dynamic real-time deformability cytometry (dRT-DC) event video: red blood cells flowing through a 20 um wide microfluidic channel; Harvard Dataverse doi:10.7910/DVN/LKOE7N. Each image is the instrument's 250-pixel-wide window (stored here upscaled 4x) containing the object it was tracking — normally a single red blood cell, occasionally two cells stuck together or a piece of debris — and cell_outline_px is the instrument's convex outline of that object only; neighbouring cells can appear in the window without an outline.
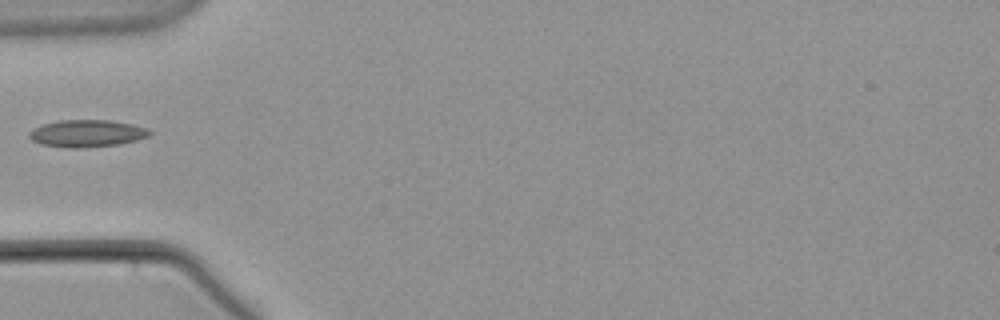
{"species": "common noctule bat (a hibernating species)", "species_latin": "Nyctalus noctula", "temperature_condition": "warm", "stored_images_in_passage": 7, "camera_frame_rate_fps": 3000, "um_per_image_px": 0.085, "animal": {"sex": "male", "body_mass_g": 21.5, "forearm_length_mm": 52.0}, "frame": {"image": 1, "passage_image": 1, "time_ms": 0.0, "image_size_px": [1000, 320], "cell_outline_px": [[152, 132], [148, 136], [136, 140], [120, 144], [84, 148], [72, 148], [40, 144], [32, 140], [28, 136], [28, 132], [32, 128], [40, 124], [60, 120], [112, 120], [132, 124], [148, 128]], "centroid_in_image_um": [7.36, 11.33], "position_along_channel_um": 77.6, "area_um2": 19.31}}